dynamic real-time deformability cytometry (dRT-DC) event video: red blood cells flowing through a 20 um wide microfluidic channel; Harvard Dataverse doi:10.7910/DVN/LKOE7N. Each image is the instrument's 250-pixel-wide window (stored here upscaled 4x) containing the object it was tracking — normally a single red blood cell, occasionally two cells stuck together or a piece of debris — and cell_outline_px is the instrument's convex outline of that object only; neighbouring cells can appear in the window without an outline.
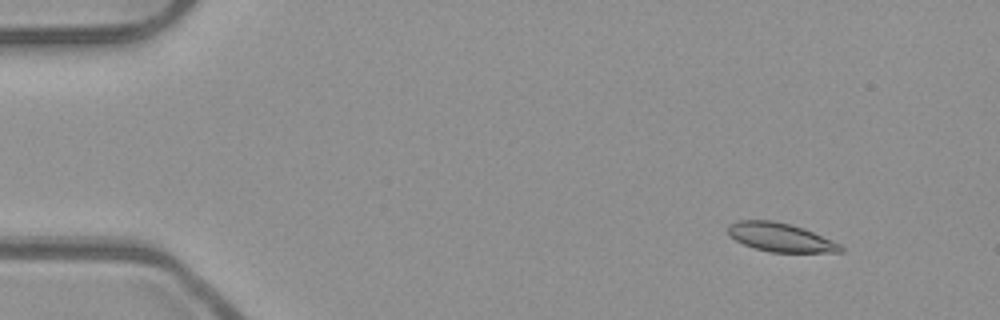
{"species": "common noctule bat (a hibernating species)", "species_latin": "Nyctalus noctula", "temperature_condition": "room temperature", "stored_images_in_passage": 43, "camera_frame_rate_fps": 3000, "um_per_image_px": 0.085, "animal": {"sex": "male", "body_mass_g": 23.1, "forearm_length_mm": 52.7}, "frame": {"image": 1, "passage_image": 1, "time_ms": 0.0, "image_size_px": [1000, 320], "cell_outline_px": [[844, 252], [772, 252], [756, 248], [744, 244], [736, 240], [728, 232], [728, 224], [740, 220], [772, 220], [804, 228], [840, 244], [844, 248]], "centroid_in_image_um": [66.35, 20.17], "position_along_channel_um": 18.6, "area_um2": 18.55}}
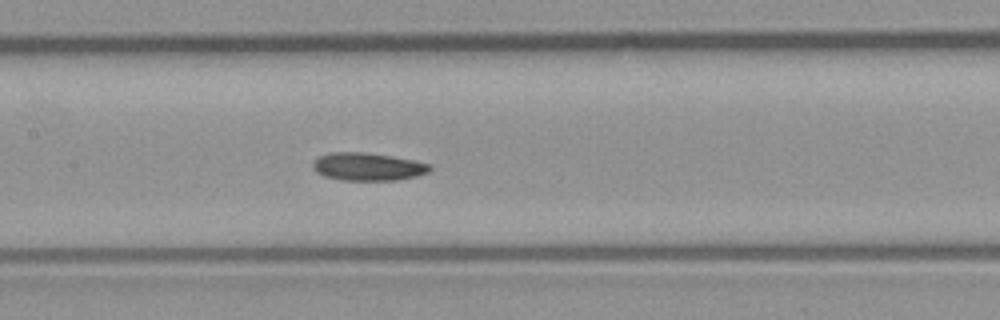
{"frame": {"image": 2, "passage_image": 21, "time_ms": 6.667, "image_size_px": [1000, 320], "cell_outline_px": [[432, 168], [428, 172], [416, 176], [396, 180], [340, 180], [324, 176], [316, 172], [312, 168], [312, 164], [320, 156], [332, 152], [364, 152], [392, 156], [432, 164]], "centroid_in_image_um": [31.27, 14.17], "position_along_channel_um": 176.1, "area_um2": 18.96}}
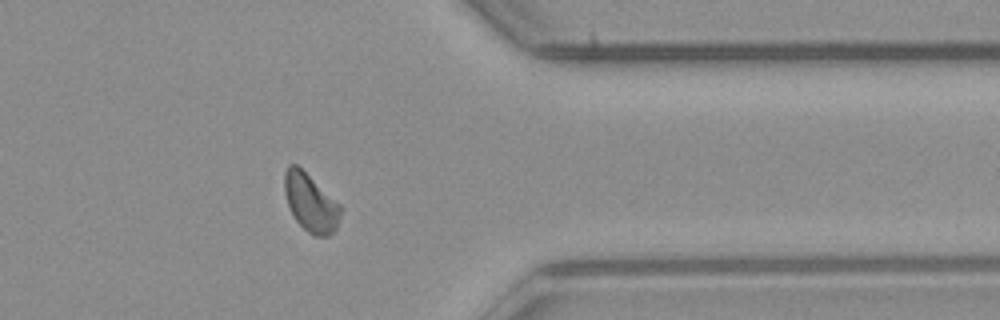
{"frame": {"image": 3, "passage_image": 38, "time_ms": 12.333, "image_size_px": [1000, 320], "cell_outline_px": [[344, 208], [336, 228], [328, 236], [312, 236], [296, 220], [288, 204], [284, 192], [284, 172], [288, 164], [296, 164], [340, 204]], "centroid_in_image_um": [26.41, 17.23], "position_along_channel_um": 385.0, "area_um2": 18.84}, "authors_computed_cell_mechanics": {"area_um2": 19.0162, "velocity_mm_per_s": 3.9138, "shape_relaxation_time_tau1_ms": 8.0637, "shape_relaxation_time_tau2_ms": 2.2177, "deformation_change_tau1": 0.1078, "deformation_change_tau2": 0.0699}}